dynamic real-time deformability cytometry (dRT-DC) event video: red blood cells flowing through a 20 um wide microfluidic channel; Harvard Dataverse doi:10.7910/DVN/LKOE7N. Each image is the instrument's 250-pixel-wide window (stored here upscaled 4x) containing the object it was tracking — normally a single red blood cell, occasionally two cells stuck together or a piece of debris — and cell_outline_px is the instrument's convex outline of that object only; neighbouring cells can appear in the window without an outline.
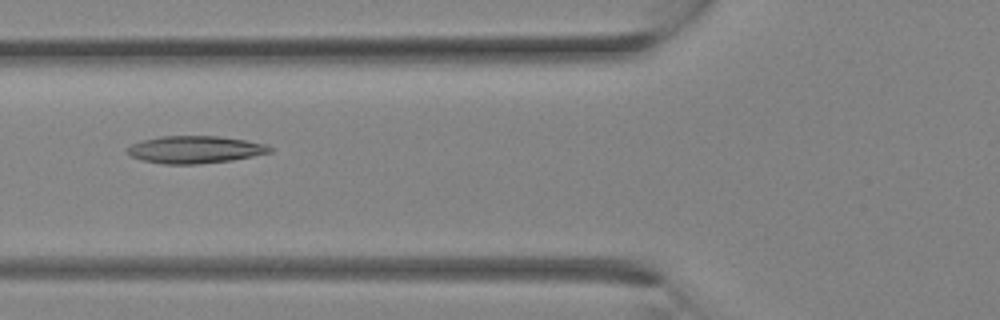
{"species": "Egyptian fruit bat (a non-hibernating species)", "species_latin": "Rousettus aegyptiacus", "temperature_condition": "room temperature", "stored_images_in_passage": 23, "camera_frame_rate_fps": 3000, "um_per_image_px": 0.085, "animal": {"sex": "female"}, "frame": {"image": 1, "passage_image": 5, "time_ms": 1.333, "image_size_px": [1000, 320], "cell_outline_px": [[272, 152], [232, 160], [196, 164], [164, 164], [144, 160], [132, 156], [128, 152], [128, 148], [132, 144], [140, 140], [160, 136], [220, 136], [268, 144], [272, 148]], "centroid_in_image_um": [16.6, 12.7], "position_along_channel_um": 109.2, "area_um2": 22.6}}
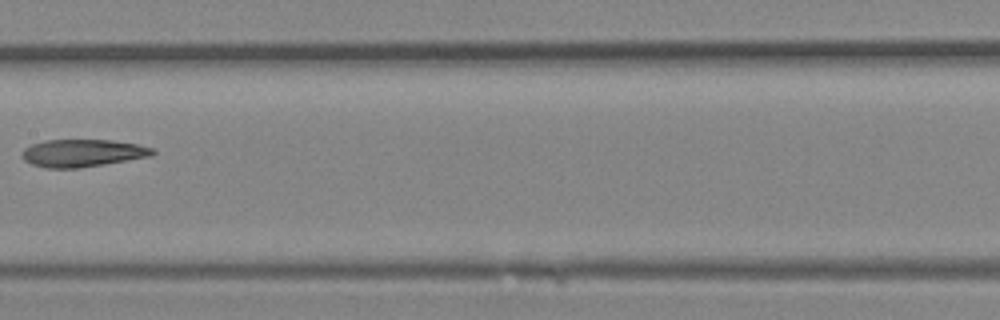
{"frame": {"image": 2, "passage_image": 9, "time_ms": 2.667, "image_size_px": [1000, 320], "cell_outline_px": [[156, 152], [152, 156], [80, 168], [44, 168], [32, 164], [24, 160], [20, 156], [20, 152], [24, 148], [32, 144], [44, 140], [112, 140], [136, 144], [152, 148]], "centroid_in_image_um": [6.97, 13.01], "position_along_channel_um": 200.4, "area_um2": 21.04}}
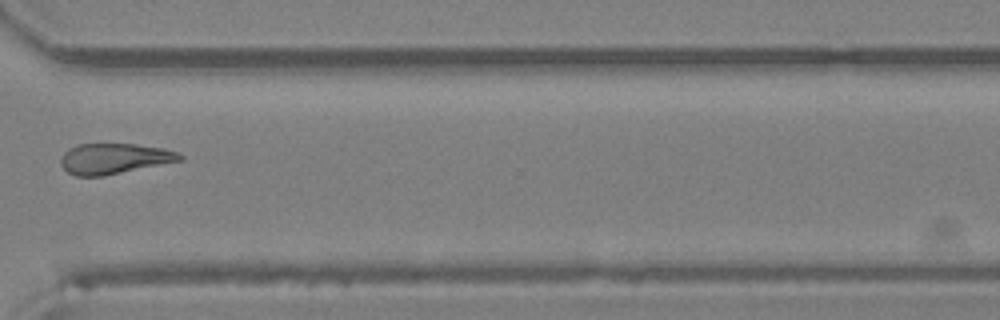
{"frame": {"image": 3, "passage_image": 16, "time_ms": 5.0, "image_size_px": [1000, 320], "cell_outline_px": [[184, 160], [104, 176], [76, 176], [68, 172], [60, 164], [60, 160], [64, 152], [68, 148], [80, 144], [136, 144], [164, 148], [176, 152], [184, 156]], "centroid_in_image_um": [9.72, 13.48], "position_along_channel_um": 360.9, "area_um2": 21.27}}